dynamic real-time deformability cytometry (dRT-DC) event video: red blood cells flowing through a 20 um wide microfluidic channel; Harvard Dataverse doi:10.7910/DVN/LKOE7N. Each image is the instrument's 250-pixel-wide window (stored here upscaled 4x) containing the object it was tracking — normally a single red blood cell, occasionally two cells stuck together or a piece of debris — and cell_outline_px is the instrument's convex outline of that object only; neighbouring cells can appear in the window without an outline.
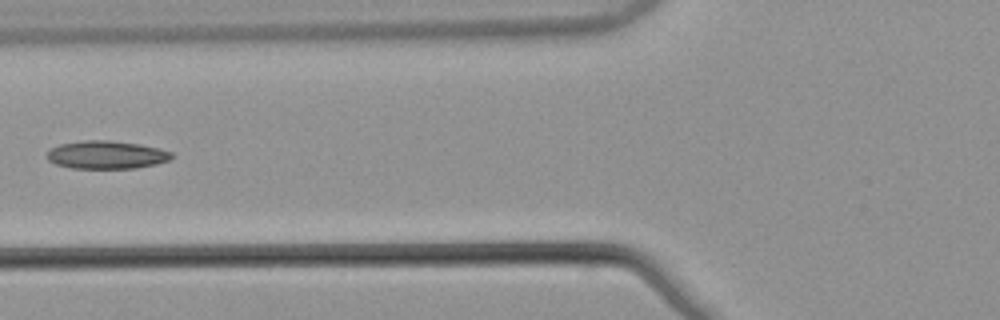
{"species": "common noctule bat (a hibernating species)", "species_latin": "Nyctalus noctula", "temperature_condition": "warm", "stored_images_in_passage": 6, "camera_frame_rate_fps": 3000, "um_per_image_px": 0.085, "animal": {"sex": "male", "body_mass_g": 21.5, "forearm_length_mm": 52.0}, "frame": {"image": 1, "passage_image": 5, "time_ms": 1.333, "image_size_px": [1000, 320], "cell_outline_px": [[172, 160], [156, 164], [136, 168], [72, 168], [56, 164], [48, 160], [48, 148], [60, 144], [84, 140], [108, 140], [140, 144], [160, 148], [172, 152]], "centroid_in_image_um": [9.07, 13.15], "position_along_channel_um": 116.7, "area_um2": 20.46}}
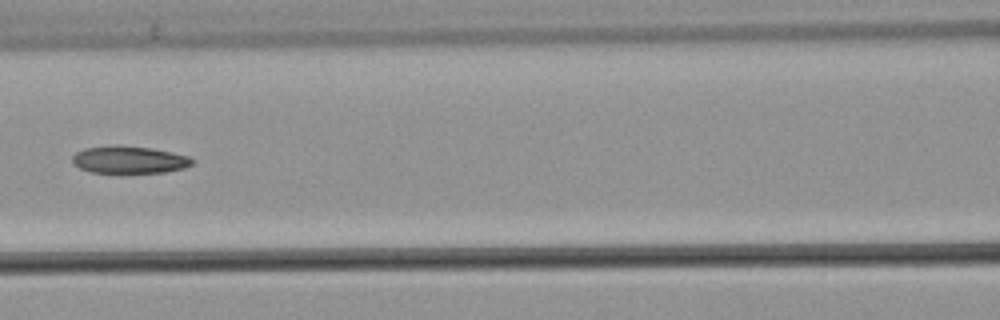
{"frame": {"image": 2, "passage_image": 6, "time_ms": 1.667, "image_size_px": [1000, 320], "cell_outline_px": [[196, 160], [192, 164], [184, 168], [164, 172], [92, 172], [80, 168], [72, 164], [72, 156], [76, 152], [84, 148], [152, 148], [172, 152], [188, 156]], "centroid_in_image_um": [11.02, 13.61], "position_along_channel_um": 155.6, "area_um2": 18.21}}